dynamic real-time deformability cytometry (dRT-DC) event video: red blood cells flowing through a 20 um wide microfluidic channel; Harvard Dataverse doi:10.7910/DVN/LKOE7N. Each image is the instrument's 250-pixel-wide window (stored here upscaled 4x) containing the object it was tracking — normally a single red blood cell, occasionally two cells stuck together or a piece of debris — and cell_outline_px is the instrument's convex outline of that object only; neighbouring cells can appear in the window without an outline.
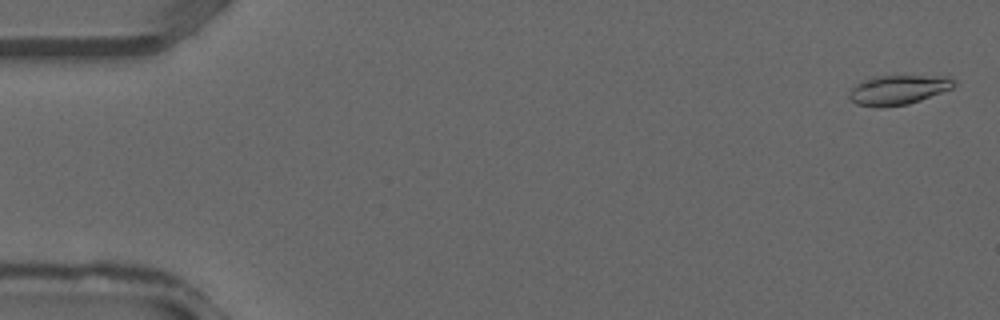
{"species": "common noctule bat (a hibernating species)", "species_latin": "Nyctalus noctula", "temperature_condition": "warm", "stored_images_in_passage": 37, "camera_frame_rate_fps": 3000, "um_per_image_px": 0.085, "animal": {"sex": "male", "forearm_length_mm": 52.5}, "frame": {"image": 1, "passage_image": 1, "time_ms": 0.0, "image_size_px": [1000, 320], "cell_outline_px": [[956, 84], [952, 88], [920, 100], [908, 104], [880, 108], [856, 104], [848, 96], [848, 92], [860, 80], [872, 76], [948, 76], [956, 80]], "centroid_in_image_um": [76.32, 7.63], "position_along_channel_um": 8.7, "area_um2": 18.21}}
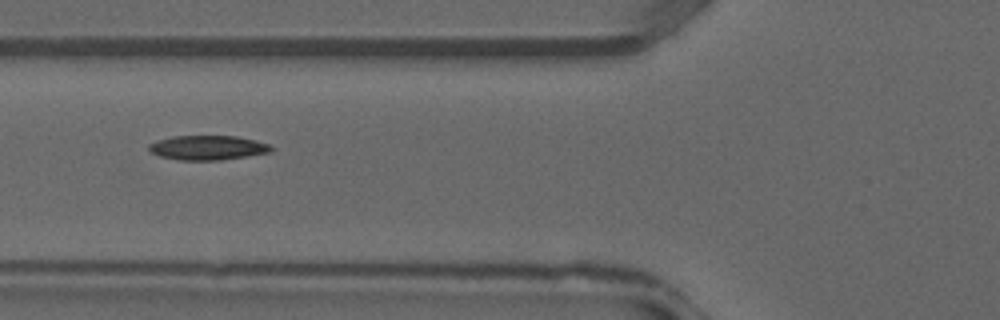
{"frame": {"image": 2, "passage_image": 14, "time_ms": 4.333, "image_size_px": [1000, 320], "cell_outline_px": [[272, 152], [248, 156], [220, 160], [176, 160], [160, 156], [152, 152], [148, 148], [148, 144], [156, 140], [172, 136], [236, 136], [256, 140], [268, 144], [272, 148]], "centroid_in_image_um": [17.64, 12.55], "position_along_channel_um": 108.2, "area_um2": 17.51}}
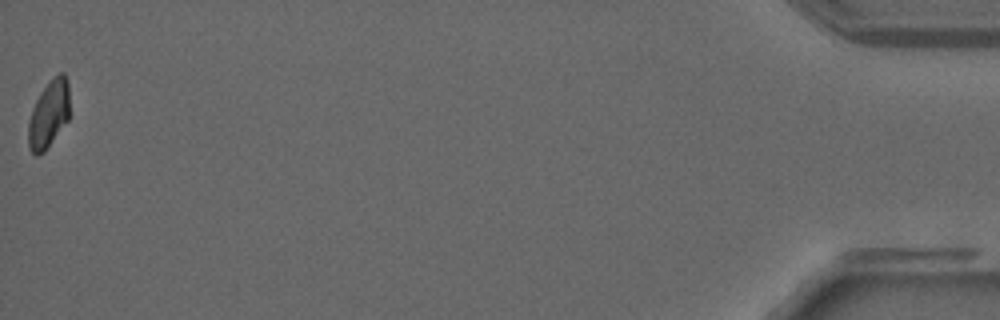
{"frame": {"image": 3, "passage_image": 37, "time_ms": 12.0, "image_size_px": [1000, 320], "cell_outline_px": [[68, 120], [44, 152], [36, 156], [28, 148], [28, 124], [32, 108], [40, 92], [60, 72], [64, 72], [68, 84]], "centroid_in_image_um": [4.12, 9.74], "position_along_channel_um": 431.1, "area_um2": 15.95}}